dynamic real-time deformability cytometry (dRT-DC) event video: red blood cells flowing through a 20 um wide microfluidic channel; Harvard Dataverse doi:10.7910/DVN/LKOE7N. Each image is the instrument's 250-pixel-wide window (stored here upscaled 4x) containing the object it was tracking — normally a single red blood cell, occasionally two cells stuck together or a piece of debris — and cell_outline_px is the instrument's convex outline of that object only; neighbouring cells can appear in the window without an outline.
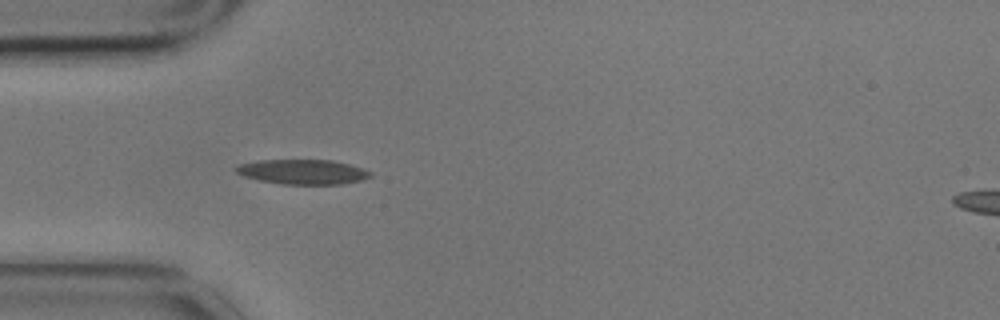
{"species": "common noctule bat (a hibernating species)", "species_latin": "Nyctalus noctula", "temperature_condition": "cold", "stored_images_in_passage": 3, "camera_frame_rate_fps": 3000, "um_per_image_px": 0.085, "animal": {"sex": "male", "body_mass_g": 17.9}, "frame": {"image": 1, "passage_image": 3, "time_ms": 0.667, "image_size_px": [1000, 320], "cell_outline_px": [[372, 176], [364, 180], [344, 184], [280, 184], [260, 180], [244, 176], [236, 172], [232, 168], [240, 164], [260, 160], [332, 160], [364, 168], [372, 172]], "centroid_in_image_um": [25.77, 14.61], "position_along_channel_um": 59.2, "area_um2": 19.54}}